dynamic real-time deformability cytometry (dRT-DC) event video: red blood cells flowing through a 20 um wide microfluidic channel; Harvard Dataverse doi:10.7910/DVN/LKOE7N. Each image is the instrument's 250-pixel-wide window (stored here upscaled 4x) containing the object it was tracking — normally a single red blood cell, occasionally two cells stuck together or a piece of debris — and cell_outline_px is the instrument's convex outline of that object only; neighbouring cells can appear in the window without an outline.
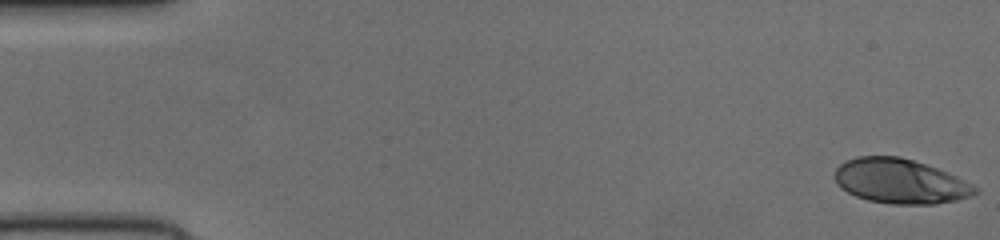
{"species": "human", "species_latin": "Homo sapiens", "temperature_condition": "cold", "stored_images_in_passage": 51, "camera_frame_rate_fps": 3000, "um_per_image_px": 0.085, "donor": {"sex": "female"}, "frame": {"image": 1, "passage_image": 1, "time_ms": 0.0, "image_size_px": [1000, 240], "cell_outline_px": [[980, 192], [972, 196], [956, 200], [936, 204], [892, 204], [868, 200], [856, 196], [840, 188], [836, 184], [836, 168], [844, 160], [856, 156], [900, 156], [948, 172], [956, 176], [976, 188]], "centroid_in_image_um": [76.49, 15.4], "position_along_channel_um": 8.5, "area_um2": 36.41}}
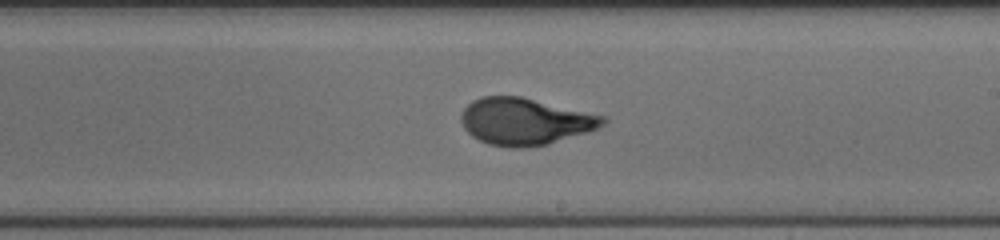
{"frame": {"image": 2, "passage_image": 30, "time_ms": 9.667, "image_size_px": [1000, 240], "cell_outline_px": [[608, 120], [604, 124], [588, 132], [548, 144], [524, 148], [508, 148], [488, 144], [472, 136], [464, 128], [460, 120], [460, 112], [472, 100], [480, 96], [520, 96], [608, 116]], "centroid_in_image_um": [44.62, 10.32], "position_along_channel_um": 244.4, "area_um2": 39.13}}
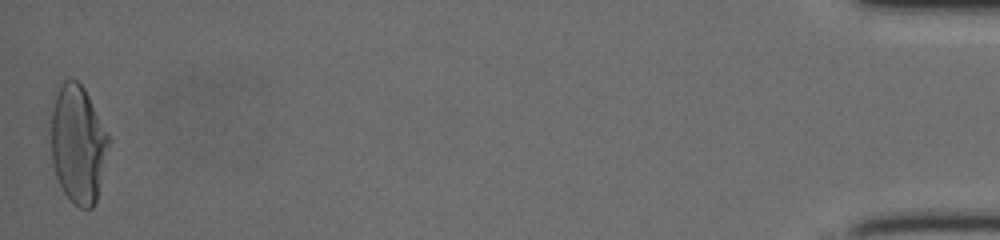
{"frame": {"image": 3, "passage_image": 51, "time_ms": 16.667, "image_size_px": [1000, 240], "cell_outline_px": [[112, 140], [96, 200], [92, 208], [80, 208], [72, 204], [64, 192], [56, 176], [52, 164], [52, 112], [56, 92], [60, 84], [64, 80], [76, 80], [84, 88]], "centroid_in_image_um": [6.66, 12.27], "position_along_channel_um": 428.5, "area_um2": 39.77}}